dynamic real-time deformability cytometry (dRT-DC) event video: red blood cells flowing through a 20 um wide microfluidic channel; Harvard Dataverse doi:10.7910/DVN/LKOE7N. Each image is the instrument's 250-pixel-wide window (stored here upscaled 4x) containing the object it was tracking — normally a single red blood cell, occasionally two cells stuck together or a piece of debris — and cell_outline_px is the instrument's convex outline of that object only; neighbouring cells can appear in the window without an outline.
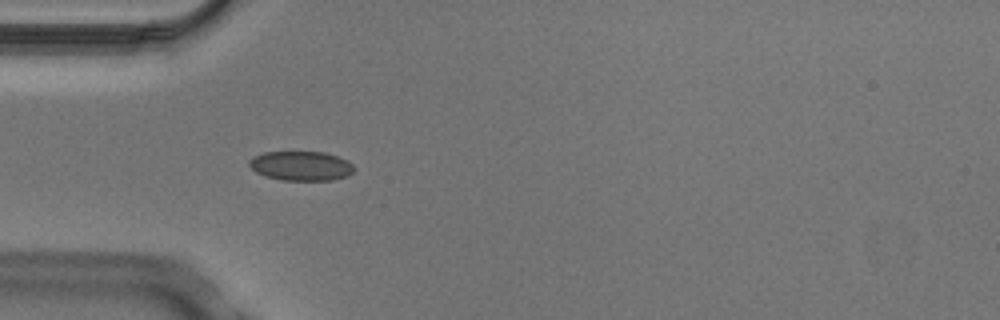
{"species": "Egyptian fruit bat (a non-hibernating species)", "species_latin": "Rousettus aegyptiacus", "temperature_condition": "cold", "stored_images_in_passage": 4, "camera_frame_rate_fps": 3000, "um_per_image_px": 0.085, "animal": {"sex": "male"}, "frame": {"image": 1, "passage_image": 4, "time_ms": 1.0, "image_size_px": [1000, 320], "cell_outline_px": [[356, 168], [348, 176], [332, 180], [284, 180], [264, 176], [256, 172], [248, 164], [248, 160], [252, 156], [264, 152], [324, 152], [348, 160]], "centroid_in_image_um": [25.58, 14.1], "position_along_channel_um": 59.4, "area_um2": 18.09}}